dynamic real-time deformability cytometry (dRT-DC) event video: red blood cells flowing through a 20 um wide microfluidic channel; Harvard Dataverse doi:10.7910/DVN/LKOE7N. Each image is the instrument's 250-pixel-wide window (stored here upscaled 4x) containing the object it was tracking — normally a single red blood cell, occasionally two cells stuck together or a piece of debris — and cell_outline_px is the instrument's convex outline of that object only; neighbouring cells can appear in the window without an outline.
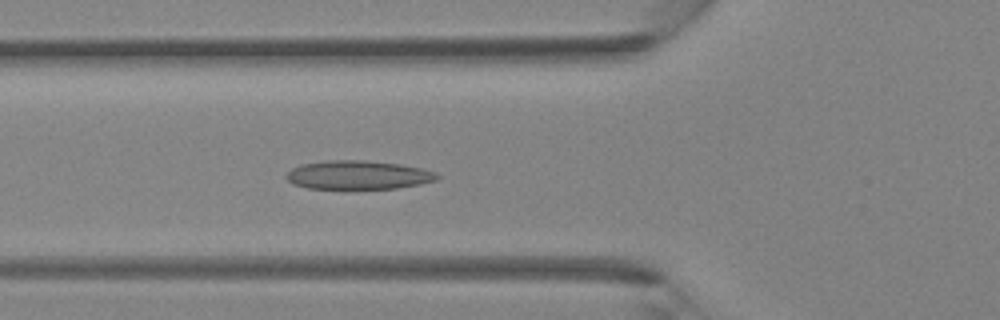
{"species": "Egyptian fruit bat (a non-hibernating species)", "species_latin": "Rousettus aegyptiacus", "temperature_condition": "room temperature", "stored_images_in_passage": 39, "camera_frame_rate_fps": 3000, "um_per_image_px": 0.085, "animal": {"sex": "female"}, "frame": {"image": 1, "passage_image": 13, "time_ms": 4.0, "image_size_px": [1000, 320], "cell_outline_px": [[440, 176], [436, 180], [420, 184], [396, 188], [308, 188], [292, 184], [284, 176], [292, 168], [300, 164], [328, 160], [364, 160], [400, 164], [424, 168], [436, 172]], "centroid_in_image_um": [30.44, 14.86], "position_along_channel_um": 95.4, "area_um2": 25.26}}
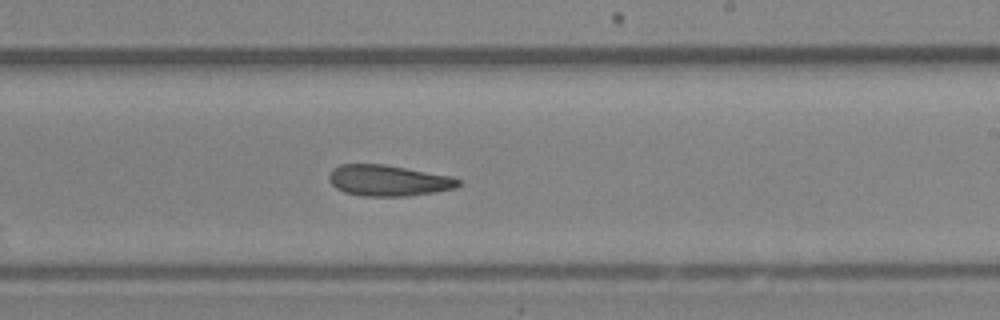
{"frame": {"image": 2, "passage_image": 23, "time_ms": 7.333, "image_size_px": [1000, 320], "cell_outline_px": [[464, 180], [456, 188], [436, 192], [404, 196], [364, 196], [344, 192], [336, 188], [328, 180], [328, 176], [332, 168], [340, 164], [384, 164], [452, 176]], "centroid_in_image_um": [33.02, 15.34], "position_along_channel_um": 256.0, "area_um2": 23.58}}
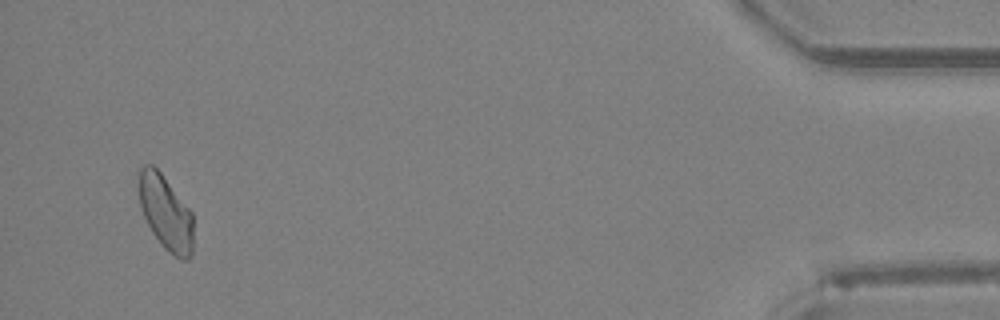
{"frame": {"image": 3, "passage_image": 38, "time_ms": 12.333, "image_size_px": [1000, 320], "cell_outline_px": [[192, 252], [188, 260], [180, 260], [164, 248], [152, 232], [144, 216], [140, 204], [136, 172], [144, 164], [152, 164], [160, 172], [192, 212]], "centroid_in_image_um": [14.05, 18.04], "position_along_channel_um": 421.2, "area_um2": 23.76}}